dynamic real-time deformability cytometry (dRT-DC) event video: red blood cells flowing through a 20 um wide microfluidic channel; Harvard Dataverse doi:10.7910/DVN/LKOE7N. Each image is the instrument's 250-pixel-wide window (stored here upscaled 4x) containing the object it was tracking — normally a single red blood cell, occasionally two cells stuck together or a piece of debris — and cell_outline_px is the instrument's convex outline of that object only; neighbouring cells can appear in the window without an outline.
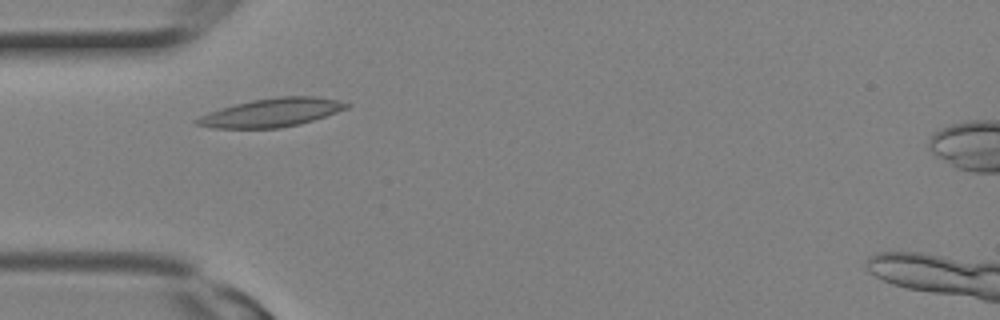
{"species": "Egyptian fruit bat (a non-hibernating species)", "species_latin": "Rousettus aegyptiacus", "temperature_condition": "room temperature", "stored_images_in_passage": 2, "camera_frame_rate_fps": 3000, "um_per_image_px": 0.085, "animal": {"sex": "female"}, "frame": {"image": 1, "passage_image": 2, "time_ms": 0.333, "image_size_px": [1000, 320], "cell_outline_px": [[352, 104], [348, 108], [300, 124], [280, 128], [212, 128], [196, 124], [192, 120], [208, 112], [220, 108], [252, 100], [280, 96], [316, 96], [336, 100]], "centroid_in_image_um": [23.06, 9.57], "position_along_channel_um": 61.9, "area_um2": 24.74}}